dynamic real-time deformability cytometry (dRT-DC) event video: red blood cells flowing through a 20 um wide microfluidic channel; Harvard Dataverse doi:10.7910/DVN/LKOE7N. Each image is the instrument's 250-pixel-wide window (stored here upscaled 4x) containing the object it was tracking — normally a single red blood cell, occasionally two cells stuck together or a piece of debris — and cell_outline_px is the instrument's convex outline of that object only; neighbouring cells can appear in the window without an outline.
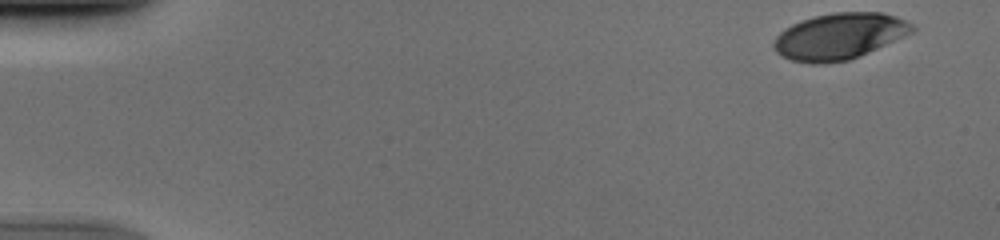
{"species": "human", "species_latin": "Homo sapiens", "temperature_condition": "cold", "stored_images_in_passage": 50, "camera_frame_rate_fps": 3000, "um_per_image_px": 0.085, "donor": {"sex": "male"}, "frame": {"image": 1, "passage_image": 1, "time_ms": 0.0, "image_size_px": [1000, 240], "cell_outline_px": [[916, 28], [912, 32], [904, 36], [860, 56], [848, 60], [824, 64], [812, 64], [792, 60], [780, 56], [772, 48], [772, 40], [784, 28], [792, 24], [816, 16], [832, 12], [884, 12], [896, 16], [912, 24]], "centroid_in_image_um": [71.31, 3.09], "position_along_channel_um": 13.7, "area_um2": 37.45}}
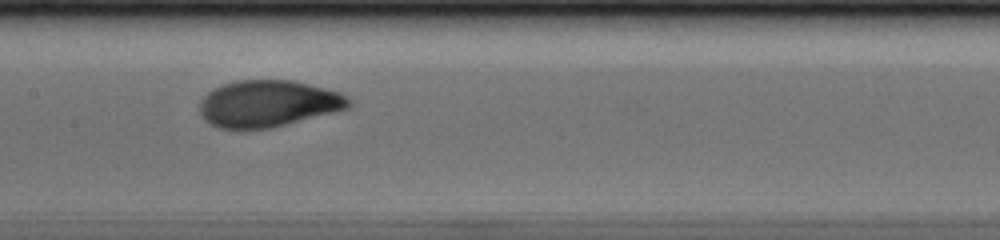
{"frame": {"image": 2, "passage_image": 25, "time_ms": 8.0, "image_size_px": [1000, 240], "cell_outline_px": [[352, 104], [348, 108], [272, 128], [216, 128], [208, 124], [200, 116], [200, 100], [208, 92], [224, 84], [236, 80], [292, 80], [340, 92], [352, 100]], "centroid_in_image_um": [22.77, 8.81], "position_along_channel_um": 184.6, "area_um2": 40.52}}
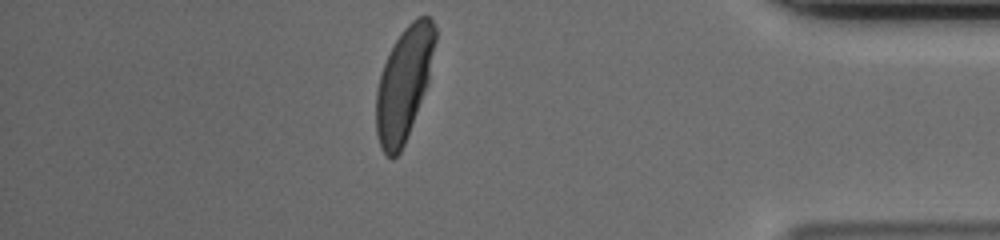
{"frame": {"image": 3, "passage_image": 44, "time_ms": 14.333, "image_size_px": [1000, 240], "cell_outline_px": [[436, 40], [428, 84], [404, 144], [400, 152], [392, 160], [380, 148], [376, 132], [376, 92], [380, 76], [384, 64], [400, 32], [416, 16], [428, 16], [432, 20], [436, 28]], "centroid_in_image_um": [34.34, 7.1], "position_along_channel_um": 400.9, "area_um2": 38.67}}